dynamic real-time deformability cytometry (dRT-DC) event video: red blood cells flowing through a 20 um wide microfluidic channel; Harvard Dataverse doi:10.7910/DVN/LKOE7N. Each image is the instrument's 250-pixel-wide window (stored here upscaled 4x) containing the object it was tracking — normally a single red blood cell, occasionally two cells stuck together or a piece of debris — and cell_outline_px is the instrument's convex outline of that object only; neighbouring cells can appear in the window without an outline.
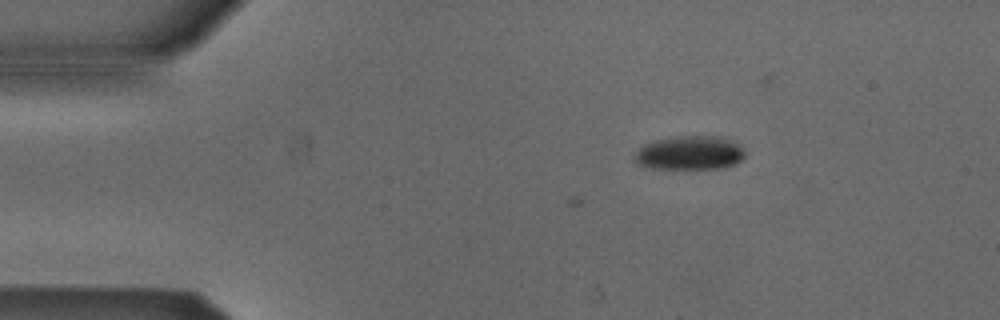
{"species": "Egyptian fruit bat (a non-hibernating species)", "species_latin": "Rousettus aegyptiacus", "temperature_condition": "cold", "stored_images_in_passage": 4, "camera_frame_rate_fps": 3000, "um_per_image_px": 0.085, "animal": {"sex": "male"}, "frame": {"image": 1, "passage_image": 4, "time_ms": 1.0, "image_size_px": [1000, 320], "cell_outline_px": [[744, 156], [736, 164], [724, 168], [648, 168], [636, 164], [632, 160], [632, 152], [644, 144], [652, 140], [676, 136], [724, 136], [740, 144], [744, 148]], "centroid_in_image_um": [58.57, 12.98], "position_along_channel_um": 26.4, "area_um2": 22.43}}